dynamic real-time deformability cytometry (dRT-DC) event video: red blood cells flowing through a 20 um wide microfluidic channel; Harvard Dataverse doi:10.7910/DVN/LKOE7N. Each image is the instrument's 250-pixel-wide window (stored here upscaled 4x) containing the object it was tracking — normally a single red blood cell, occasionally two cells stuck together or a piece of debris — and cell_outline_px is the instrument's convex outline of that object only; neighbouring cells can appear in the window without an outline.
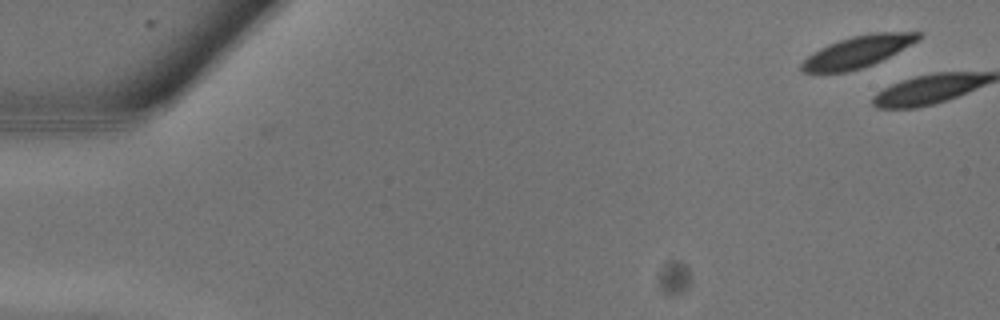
{"species": "common noctule bat (a hibernating species)", "species_latin": "Nyctalus noctula", "temperature_condition": "warm", "stored_images_in_passage": 3, "camera_frame_rate_fps": 3000, "um_per_image_px": 0.085, "animal": {"sex": "male", "body_mass_g": 13.3}, "frame": {"image": 1, "passage_image": 3, "time_ms": 0.667, "image_size_px": [1000, 320], "cell_outline_px": [[924, 32], [920, 40], [872, 64], [848, 72], [804, 72], [800, 68], [800, 64], [808, 56], [820, 48], [828, 44], [852, 36], [872, 32]], "centroid_in_image_um": [72.93, 4.37], "position_along_channel_um": 12.1, "area_um2": 21.27}}